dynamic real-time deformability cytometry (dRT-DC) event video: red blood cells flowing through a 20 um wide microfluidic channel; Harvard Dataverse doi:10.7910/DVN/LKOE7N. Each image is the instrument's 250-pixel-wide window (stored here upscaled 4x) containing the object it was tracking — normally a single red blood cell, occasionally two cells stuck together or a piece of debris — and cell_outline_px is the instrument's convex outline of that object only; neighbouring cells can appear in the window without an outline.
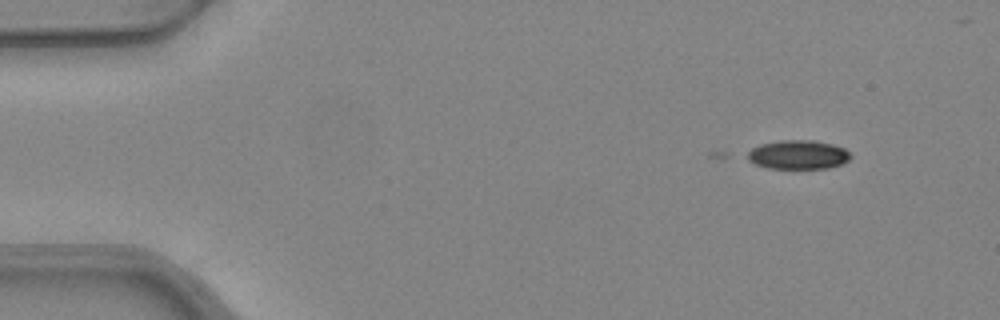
{"species": "common noctule bat (a hibernating species)", "species_latin": "Nyctalus noctula", "temperature_condition": "warm", "stored_images_in_passage": 8, "camera_frame_rate_fps": 3000, "um_per_image_px": 0.085, "animal": {"sex": "female", "body_mass_g": 24.6, "forearm_length_mm": 56.2}, "frame": {"image": 1, "passage_image": 1, "time_ms": 0.0, "image_size_px": [1000, 320], "cell_outline_px": [[852, 156], [848, 160], [840, 164], [828, 168], [768, 168], [756, 164], [740, 156], [744, 152], [760, 144], [780, 140], [816, 140], [832, 144], [844, 148]], "centroid_in_image_um": [67.75, 13.14], "position_along_channel_um": 17.2, "area_um2": 17.69}}